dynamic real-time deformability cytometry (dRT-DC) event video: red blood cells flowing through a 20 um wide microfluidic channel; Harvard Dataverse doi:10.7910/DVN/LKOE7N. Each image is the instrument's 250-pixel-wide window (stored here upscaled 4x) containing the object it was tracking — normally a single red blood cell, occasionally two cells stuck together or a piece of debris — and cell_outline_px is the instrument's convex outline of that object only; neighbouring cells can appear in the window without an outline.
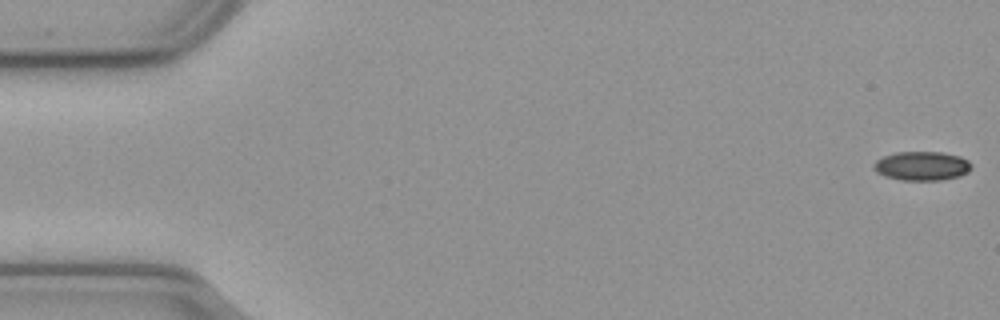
{"species": "common noctule bat (a hibernating species)", "species_latin": "Nyctalus noctula", "temperature_condition": "cold", "stored_images_in_passage": 56, "camera_frame_rate_fps": 3000, "um_per_image_px": 0.085, "animal": {"sex": "male", "body_mass_g": 23.1, "forearm_length_mm": 52.7}, "frame": {"image": 1, "passage_image": 1, "time_ms": 0.0, "image_size_px": [1000, 320], "cell_outline_px": [[972, 168], [968, 172], [960, 176], [940, 180], [900, 180], [884, 176], [876, 172], [872, 168], [872, 164], [876, 160], [884, 156], [896, 152], [940, 152], [960, 156], [968, 160], [972, 164]], "centroid_in_image_um": [78.35, 14.11], "position_along_channel_um": 6.7, "area_um2": 16.7}}
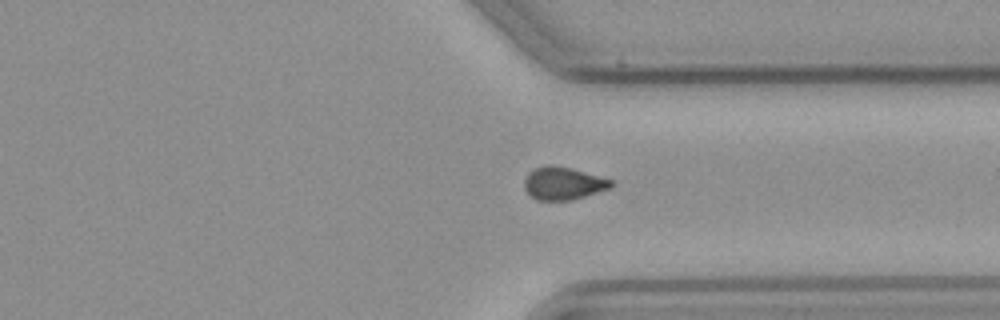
{"frame": {"image": 2, "passage_image": 42, "time_ms": 13.667, "image_size_px": [1000, 320], "cell_outline_px": [[612, 184], [608, 188], [572, 200], [536, 200], [524, 188], [524, 180], [528, 172], [532, 168], [548, 164], [552, 164], [572, 168], [612, 180]], "centroid_in_image_um": [47.81, 15.56], "position_along_channel_um": 363.6, "area_um2": 16.47}}
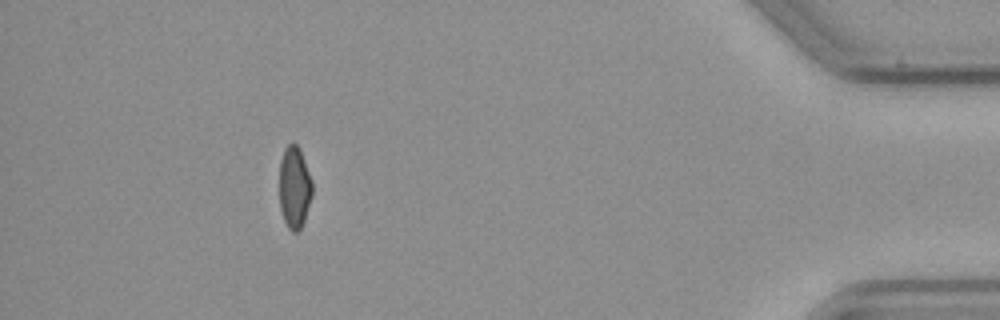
{"frame": {"image": 3, "passage_image": 51, "time_ms": 16.667, "image_size_px": [1000, 320], "cell_outline_px": [[312, 196], [304, 220], [300, 228], [296, 232], [292, 232], [288, 228], [284, 220], [280, 208], [280, 160], [284, 148], [288, 144], [296, 144], [300, 148], [312, 180]], "centroid_in_image_um": [25.03, 15.91], "position_along_channel_um": 410.2, "area_um2": 15.72}}